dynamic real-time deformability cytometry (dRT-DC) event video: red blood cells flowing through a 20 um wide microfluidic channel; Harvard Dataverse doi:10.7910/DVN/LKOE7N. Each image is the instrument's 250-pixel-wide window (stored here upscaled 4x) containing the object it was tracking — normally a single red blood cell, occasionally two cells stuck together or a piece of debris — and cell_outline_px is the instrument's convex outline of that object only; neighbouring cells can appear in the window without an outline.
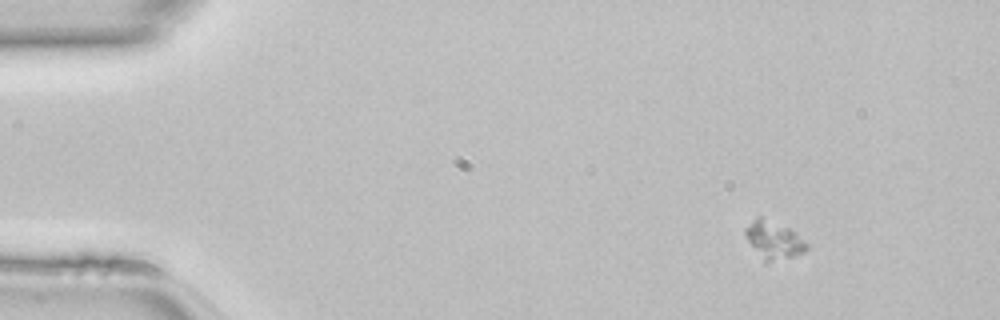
{"species": "common noctule bat (a hibernating species)", "species_latin": "Nyctalus noctula", "temperature_condition": "room temperature", "stored_images_in_passage": 44, "camera_frame_rate_fps": 3000, "um_per_image_px": 0.085, "animal": {"sex": "female", "body_mass_g": 22.7, "forearm_length_mm": 54.2}, "frame": {"image": 1, "passage_image": 1, "time_ms": 0.0, "image_size_px": [1000, 320], "cell_outline_px": [[808, 248], [804, 252], [792, 256], [764, 264], [748, 240], [744, 232], [744, 228], [756, 216], [760, 216], [788, 228], [796, 232], [808, 244]], "centroid_in_image_um": [65.75, 20.41], "position_along_channel_um": 19.3, "area_um2": 13.47}}
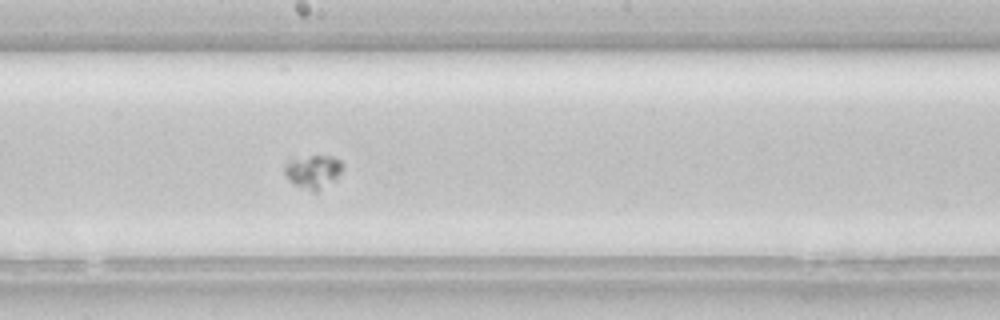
{"frame": {"image": 2, "passage_image": 22, "time_ms": 7.0, "image_size_px": [1000, 320], "cell_outline_px": [[344, 164], [340, 176], [316, 192], [312, 192], [292, 184], [284, 176], [284, 164], [292, 156], [332, 156], [340, 160]], "centroid_in_image_um": [26.57, 14.57], "position_along_channel_um": 221.6, "area_um2": 11.79}}